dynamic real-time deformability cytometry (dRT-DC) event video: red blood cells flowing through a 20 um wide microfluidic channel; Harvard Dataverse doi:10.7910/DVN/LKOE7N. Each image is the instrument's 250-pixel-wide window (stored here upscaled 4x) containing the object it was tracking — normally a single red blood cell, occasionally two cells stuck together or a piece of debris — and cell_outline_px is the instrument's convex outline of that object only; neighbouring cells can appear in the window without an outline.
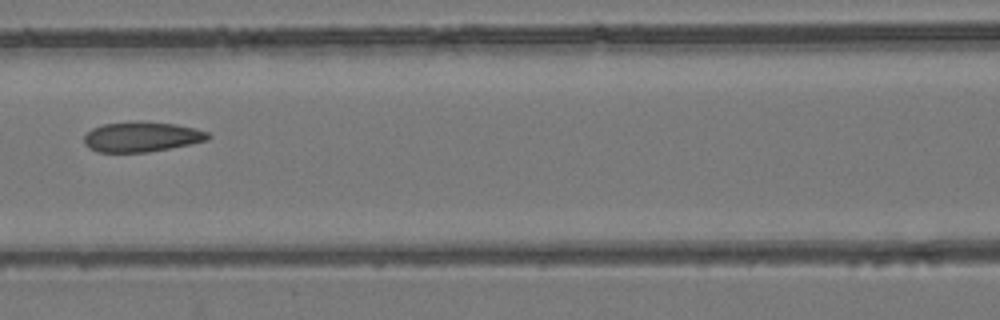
{"species": "common noctule bat (a hibernating species)", "species_latin": "Nyctalus noctula", "temperature_condition": "room temperature", "stored_images_in_passage": 7, "camera_frame_rate_fps": 3000, "um_per_image_px": 0.085, "animal": {"sex": "female", "body_mass_g": 24.6, "forearm_length_mm": 56.2}, "frame": {"image": 1, "passage_image": 7, "time_ms": 7.0, "image_size_px": [1000, 320], "cell_outline_px": [[212, 136], [208, 140], [148, 152], [96, 152], [88, 148], [84, 144], [84, 136], [92, 128], [104, 124], [140, 120], [176, 124], [196, 128], [208, 132]], "centroid_in_image_um": [12.03, 11.62], "position_along_channel_um": 154.6, "area_um2": 21.91}}